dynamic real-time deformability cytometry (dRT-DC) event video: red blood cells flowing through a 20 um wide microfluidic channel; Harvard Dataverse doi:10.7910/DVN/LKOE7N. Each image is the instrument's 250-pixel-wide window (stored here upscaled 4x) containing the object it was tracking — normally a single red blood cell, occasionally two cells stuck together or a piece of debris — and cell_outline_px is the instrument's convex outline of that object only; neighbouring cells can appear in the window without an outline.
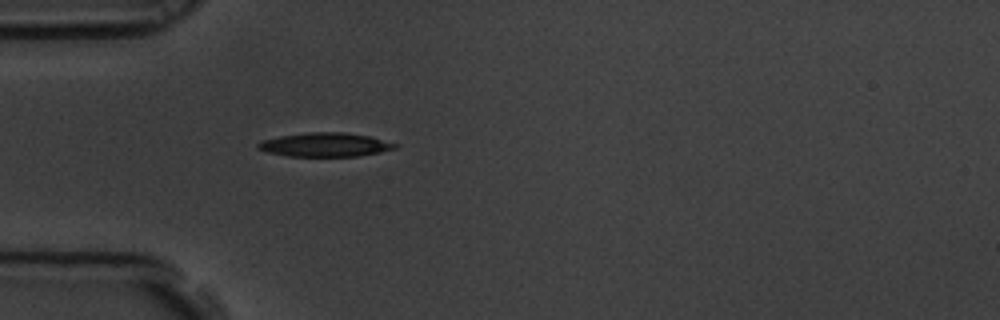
{"species": "common noctule bat (a hibernating species)", "species_latin": "Nyctalus noctula", "temperature_condition": "room temperature", "stored_images_in_passage": 42, "camera_frame_rate_fps": 3000, "um_per_image_px": 0.085, "animal": {"sex": "male", "body_mass_g": 19.5, "forearm_length_mm": 54.6}, "frame": {"image": 1, "passage_image": 1, "time_ms": 0.0, "image_size_px": [1000, 320], "cell_outline_px": [[400, 144], [396, 148], [380, 152], [356, 156], [288, 156], [268, 152], [256, 148], [256, 144], [260, 140], [280, 136], [308, 132], [344, 132], [368, 136]], "centroid_in_image_um": [27.61, 12.29], "position_along_channel_um": 57.4, "area_um2": 19.07}}
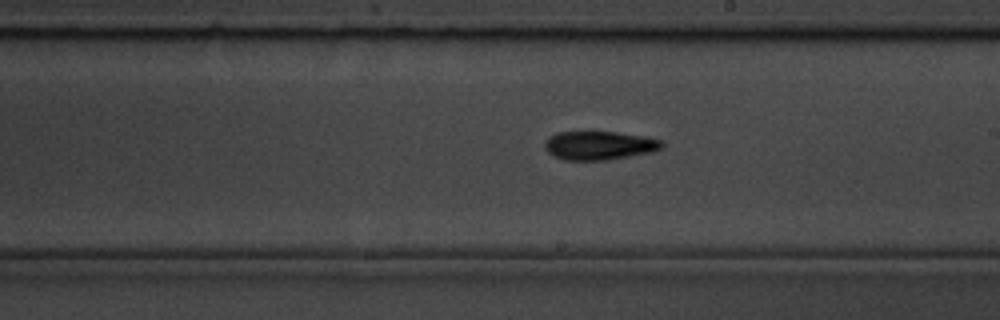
{"frame": {"image": 2, "passage_image": 17, "time_ms": 5.333, "image_size_px": [1000, 320], "cell_outline_px": [[664, 144], [660, 148], [652, 152], [604, 160], [564, 160], [552, 156], [544, 148], [544, 144], [548, 136], [556, 132], [616, 132], [644, 136], [664, 140]], "centroid_in_image_um": [50.9, 12.36], "position_along_channel_um": 238.1, "area_um2": 19.65}}
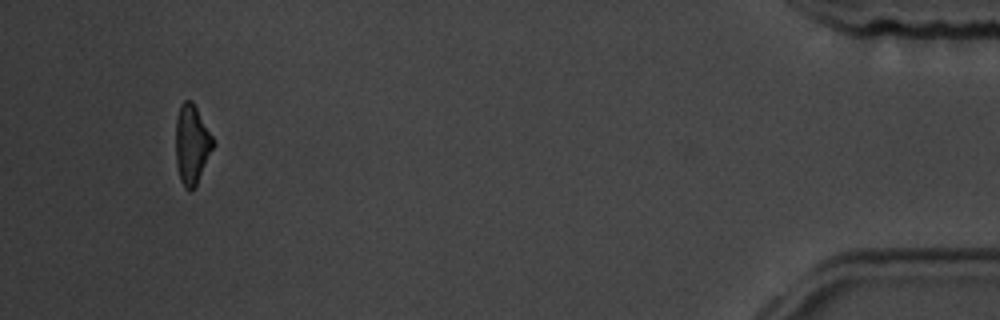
{"frame": {"image": 3, "passage_image": 39, "time_ms": 12.667, "image_size_px": [1000, 320], "cell_outline_px": [[216, 144], [196, 184], [188, 192], [184, 188], [180, 180], [176, 164], [176, 116], [180, 104], [184, 100], [192, 100], [216, 140]], "centroid_in_image_um": [16.32, 12.24], "position_along_channel_um": 418.9, "area_um2": 17.63}, "authors_computed_cell_mechanics": {"area_um2": 18.9006, "velocity_mm_per_s": 3.485, "shape_relaxation_time_tau1_ms": 5.0164, "shape_relaxation_time_tau2_ms": 4.5445, "deformation_change_tau1": 0.178, "deformation_change_tau2": 0.126}}